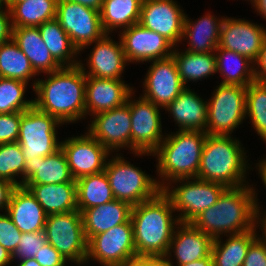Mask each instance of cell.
Wrapping results in <instances>:
<instances>
[{
  "instance_id": "obj_1",
  "label": "cell",
  "mask_w": 266,
  "mask_h": 266,
  "mask_svg": "<svg viewBox=\"0 0 266 266\" xmlns=\"http://www.w3.org/2000/svg\"><path fill=\"white\" fill-rule=\"evenodd\" d=\"M33 105L64 125L86 119V75L79 65L61 67L37 78Z\"/></svg>"
},
{
  "instance_id": "obj_2",
  "label": "cell",
  "mask_w": 266,
  "mask_h": 266,
  "mask_svg": "<svg viewBox=\"0 0 266 266\" xmlns=\"http://www.w3.org/2000/svg\"><path fill=\"white\" fill-rule=\"evenodd\" d=\"M256 223L255 189L251 184L227 187L218 201L191 224L213 240L253 230Z\"/></svg>"
},
{
  "instance_id": "obj_3",
  "label": "cell",
  "mask_w": 266,
  "mask_h": 266,
  "mask_svg": "<svg viewBox=\"0 0 266 266\" xmlns=\"http://www.w3.org/2000/svg\"><path fill=\"white\" fill-rule=\"evenodd\" d=\"M130 219L137 256L165 257L180 222L162 190L154 198L132 206Z\"/></svg>"
},
{
  "instance_id": "obj_4",
  "label": "cell",
  "mask_w": 266,
  "mask_h": 266,
  "mask_svg": "<svg viewBox=\"0 0 266 266\" xmlns=\"http://www.w3.org/2000/svg\"><path fill=\"white\" fill-rule=\"evenodd\" d=\"M243 146L241 140L233 135L207 134L197 178L221 183L226 187L250 184L247 178L255 168H252L253 163L248 158L250 155H247L249 152Z\"/></svg>"
},
{
  "instance_id": "obj_5",
  "label": "cell",
  "mask_w": 266,
  "mask_h": 266,
  "mask_svg": "<svg viewBox=\"0 0 266 266\" xmlns=\"http://www.w3.org/2000/svg\"><path fill=\"white\" fill-rule=\"evenodd\" d=\"M206 137L207 133L203 131L167 132L152 153L156 158V180L161 190L172 181L197 178Z\"/></svg>"
},
{
  "instance_id": "obj_6",
  "label": "cell",
  "mask_w": 266,
  "mask_h": 266,
  "mask_svg": "<svg viewBox=\"0 0 266 266\" xmlns=\"http://www.w3.org/2000/svg\"><path fill=\"white\" fill-rule=\"evenodd\" d=\"M114 199L131 206L154 198L160 191L156 177L128 161L122 153L111 154L104 169Z\"/></svg>"
},
{
  "instance_id": "obj_7",
  "label": "cell",
  "mask_w": 266,
  "mask_h": 266,
  "mask_svg": "<svg viewBox=\"0 0 266 266\" xmlns=\"http://www.w3.org/2000/svg\"><path fill=\"white\" fill-rule=\"evenodd\" d=\"M227 187L198 178L178 179L162 192L170 199L180 223H191L201 212L214 205Z\"/></svg>"
},
{
  "instance_id": "obj_8",
  "label": "cell",
  "mask_w": 266,
  "mask_h": 266,
  "mask_svg": "<svg viewBox=\"0 0 266 266\" xmlns=\"http://www.w3.org/2000/svg\"><path fill=\"white\" fill-rule=\"evenodd\" d=\"M245 86L218 84L207 99L208 135H233L246 121Z\"/></svg>"
},
{
  "instance_id": "obj_9",
  "label": "cell",
  "mask_w": 266,
  "mask_h": 266,
  "mask_svg": "<svg viewBox=\"0 0 266 266\" xmlns=\"http://www.w3.org/2000/svg\"><path fill=\"white\" fill-rule=\"evenodd\" d=\"M56 117L38 110L34 105L21 112V123L17 142L21 145L25 160L46 157L61 148ZM59 129V130H58Z\"/></svg>"
},
{
  "instance_id": "obj_10",
  "label": "cell",
  "mask_w": 266,
  "mask_h": 266,
  "mask_svg": "<svg viewBox=\"0 0 266 266\" xmlns=\"http://www.w3.org/2000/svg\"><path fill=\"white\" fill-rule=\"evenodd\" d=\"M133 91L129 96L131 112V154L137 158L153 156L166 136L163 132L161 110L152 101L141 95L138 98ZM134 97V98H133ZM161 109V110H160Z\"/></svg>"
},
{
  "instance_id": "obj_11",
  "label": "cell",
  "mask_w": 266,
  "mask_h": 266,
  "mask_svg": "<svg viewBox=\"0 0 266 266\" xmlns=\"http://www.w3.org/2000/svg\"><path fill=\"white\" fill-rule=\"evenodd\" d=\"M44 233L51 244L65 260L84 266L87 259L88 241L78 210L59 214H48Z\"/></svg>"
},
{
  "instance_id": "obj_12",
  "label": "cell",
  "mask_w": 266,
  "mask_h": 266,
  "mask_svg": "<svg viewBox=\"0 0 266 266\" xmlns=\"http://www.w3.org/2000/svg\"><path fill=\"white\" fill-rule=\"evenodd\" d=\"M136 256L133 226L129 219L88 241L85 266H91L90 262L101 266H124Z\"/></svg>"
},
{
  "instance_id": "obj_13",
  "label": "cell",
  "mask_w": 266,
  "mask_h": 266,
  "mask_svg": "<svg viewBox=\"0 0 266 266\" xmlns=\"http://www.w3.org/2000/svg\"><path fill=\"white\" fill-rule=\"evenodd\" d=\"M56 19L79 52L106 34L101 24L100 11L78 3L58 0Z\"/></svg>"
},
{
  "instance_id": "obj_14",
  "label": "cell",
  "mask_w": 266,
  "mask_h": 266,
  "mask_svg": "<svg viewBox=\"0 0 266 266\" xmlns=\"http://www.w3.org/2000/svg\"><path fill=\"white\" fill-rule=\"evenodd\" d=\"M87 132L111 154L123 149L131 153V112L129 97L125 104L90 117Z\"/></svg>"
},
{
  "instance_id": "obj_15",
  "label": "cell",
  "mask_w": 266,
  "mask_h": 266,
  "mask_svg": "<svg viewBox=\"0 0 266 266\" xmlns=\"http://www.w3.org/2000/svg\"><path fill=\"white\" fill-rule=\"evenodd\" d=\"M112 36L113 34H105L101 39L85 46L79 52L81 56L82 52L90 49V54L86 55L88 58H84L86 61L79 57V66L86 77L124 79L123 73L126 66L130 64L126 59L120 38L118 37L119 41H116Z\"/></svg>"
},
{
  "instance_id": "obj_16",
  "label": "cell",
  "mask_w": 266,
  "mask_h": 266,
  "mask_svg": "<svg viewBox=\"0 0 266 266\" xmlns=\"http://www.w3.org/2000/svg\"><path fill=\"white\" fill-rule=\"evenodd\" d=\"M72 177L103 172L111 153L87 131L61 140Z\"/></svg>"
},
{
  "instance_id": "obj_17",
  "label": "cell",
  "mask_w": 266,
  "mask_h": 266,
  "mask_svg": "<svg viewBox=\"0 0 266 266\" xmlns=\"http://www.w3.org/2000/svg\"><path fill=\"white\" fill-rule=\"evenodd\" d=\"M176 0H143L139 24L157 32L174 47L180 46L185 10Z\"/></svg>"
},
{
  "instance_id": "obj_18",
  "label": "cell",
  "mask_w": 266,
  "mask_h": 266,
  "mask_svg": "<svg viewBox=\"0 0 266 266\" xmlns=\"http://www.w3.org/2000/svg\"><path fill=\"white\" fill-rule=\"evenodd\" d=\"M147 63L150 65L140 85L142 86L141 96L164 109L186 87L181 81L172 56Z\"/></svg>"
},
{
  "instance_id": "obj_19",
  "label": "cell",
  "mask_w": 266,
  "mask_h": 266,
  "mask_svg": "<svg viewBox=\"0 0 266 266\" xmlns=\"http://www.w3.org/2000/svg\"><path fill=\"white\" fill-rule=\"evenodd\" d=\"M123 51L129 64H145L172 55L174 46L163 36L139 23L119 31Z\"/></svg>"
},
{
  "instance_id": "obj_20",
  "label": "cell",
  "mask_w": 266,
  "mask_h": 266,
  "mask_svg": "<svg viewBox=\"0 0 266 266\" xmlns=\"http://www.w3.org/2000/svg\"><path fill=\"white\" fill-rule=\"evenodd\" d=\"M266 36V26L245 18L224 17L218 47L235 51L255 62Z\"/></svg>"
},
{
  "instance_id": "obj_21",
  "label": "cell",
  "mask_w": 266,
  "mask_h": 266,
  "mask_svg": "<svg viewBox=\"0 0 266 266\" xmlns=\"http://www.w3.org/2000/svg\"><path fill=\"white\" fill-rule=\"evenodd\" d=\"M212 244L213 239L191 223H179L174 229L165 258L169 265L188 264L208 257L211 254Z\"/></svg>"
},
{
  "instance_id": "obj_22",
  "label": "cell",
  "mask_w": 266,
  "mask_h": 266,
  "mask_svg": "<svg viewBox=\"0 0 266 266\" xmlns=\"http://www.w3.org/2000/svg\"><path fill=\"white\" fill-rule=\"evenodd\" d=\"M134 88L124 80L86 77V119L125 104Z\"/></svg>"
},
{
  "instance_id": "obj_23",
  "label": "cell",
  "mask_w": 266,
  "mask_h": 266,
  "mask_svg": "<svg viewBox=\"0 0 266 266\" xmlns=\"http://www.w3.org/2000/svg\"><path fill=\"white\" fill-rule=\"evenodd\" d=\"M198 92L186 87L179 96L162 111H166L175 122L177 130L206 131L207 100Z\"/></svg>"
},
{
  "instance_id": "obj_24",
  "label": "cell",
  "mask_w": 266,
  "mask_h": 266,
  "mask_svg": "<svg viewBox=\"0 0 266 266\" xmlns=\"http://www.w3.org/2000/svg\"><path fill=\"white\" fill-rule=\"evenodd\" d=\"M224 17H217L209 11L194 20L186 13L180 45H185L183 42H187L184 50L193 53L215 52L219 44L220 28Z\"/></svg>"
},
{
  "instance_id": "obj_25",
  "label": "cell",
  "mask_w": 266,
  "mask_h": 266,
  "mask_svg": "<svg viewBox=\"0 0 266 266\" xmlns=\"http://www.w3.org/2000/svg\"><path fill=\"white\" fill-rule=\"evenodd\" d=\"M6 213L21 233L44 231L47 214L36 198L23 186L13 190Z\"/></svg>"
},
{
  "instance_id": "obj_26",
  "label": "cell",
  "mask_w": 266,
  "mask_h": 266,
  "mask_svg": "<svg viewBox=\"0 0 266 266\" xmlns=\"http://www.w3.org/2000/svg\"><path fill=\"white\" fill-rule=\"evenodd\" d=\"M76 182L72 177L62 148L46 157H35L25 162L23 185L61 184Z\"/></svg>"
},
{
  "instance_id": "obj_27",
  "label": "cell",
  "mask_w": 266,
  "mask_h": 266,
  "mask_svg": "<svg viewBox=\"0 0 266 266\" xmlns=\"http://www.w3.org/2000/svg\"><path fill=\"white\" fill-rule=\"evenodd\" d=\"M131 210L132 206L129 203L117 199L83 210L81 216L87 241L97 234L127 222L131 217Z\"/></svg>"
},
{
  "instance_id": "obj_28",
  "label": "cell",
  "mask_w": 266,
  "mask_h": 266,
  "mask_svg": "<svg viewBox=\"0 0 266 266\" xmlns=\"http://www.w3.org/2000/svg\"><path fill=\"white\" fill-rule=\"evenodd\" d=\"M12 39L24 52L38 75L61 68L42 40L38 27H13Z\"/></svg>"
},
{
  "instance_id": "obj_29",
  "label": "cell",
  "mask_w": 266,
  "mask_h": 266,
  "mask_svg": "<svg viewBox=\"0 0 266 266\" xmlns=\"http://www.w3.org/2000/svg\"><path fill=\"white\" fill-rule=\"evenodd\" d=\"M22 186L36 198L47 215L78 210L76 182Z\"/></svg>"
},
{
  "instance_id": "obj_30",
  "label": "cell",
  "mask_w": 266,
  "mask_h": 266,
  "mask_svg": "<svg viewBox=\"0 0 266 266\" xmlns=\"http://www.w3.org/2000/svg\"><path fill=\"white\" fill-rule=\"evenodd\" d=\"M182 50V51H181ZM176 63L179 76L185 87L190 82L204 81L216 75L217 63L215 52L193 53L179 46L174 47L171 55Z\"/></svg>"
},
{
  "instance_id": "obj_31",
  "label": "cell",
  "mask_w": 266,
  "mask_h": 266,
  "mask_svg": "<svg viewBox=\"0 0 266 266\" xmlns=\"http://www.w3.org/2000/svg\"><path fill=\"white\" fill-rule=\"evenodd\" d=\"M217 71L224 85L247 87L255 81L254 62L235 51L217 47L215 50Z\"/></svg>"
},
{
  "instance_id": "obj_32",
  "label": "cell",
  "mask_w": 266,
  "mask_h": 266,
  "mask_svg": "<svg viewBox=\"0 0 266 266\" xmlns=\"http://www.w3.org/2000/svg\"><path fill=\"white\" fill-rule=\"evenodd\" d=\"M256 230L255 227L245 233L214 239L211 249L213 266H242L249 246L258 238Z\"/></svg>"
},
{
  "instance_id": "obj_33",
  "label": "cell",
  "mask_w": 266,
  "mask_h": 266,
  "mask_svg": "<svg viewBox=\"0 0 266 266\" xmlns=\"http://www.w3.org/2000/svg\"><path fill=\"white\" fill-rule=\"evenodd\" d=\"M143 0H104L100 18L103 30L106 34L119 33L137 24Z\"/></svg>"
},
{
  "instance_id": "obj_34",
  "label": "cell",
  "mask_w": 266,
  "mask_h": 266,
  "mask_svg": "<svg viewBox=\"0 0 266 266\" xmlns=\"http://www.w3.org/2000/svg\"><path fill=\"white\" fill-rule=\"evenodd\" d=\"M38 29L51 56L61 67L79 65V51L56 18L42 23Z\"/></svg>"
},
{
  "instance_id": "obj_35",
  "label": "cell",
  "mask_w": 266,
  "mask_h": 266,
  "mask_svg": "<svg viewBox=\"0 0 266 266\" xmlns=\"http://www.w3.org/2000/svg\"><path fill=\"white\" fill-rule=\"evenodd\" d=\"M36 76L39 77L34 71L29 59L13 39L0 44L1 78L16 79L29 85L31 84L30 88H32L33 92L37 82Z\"/></svg>"
},
{
  "instance_id": "obj_36",
  "label": "cell",
  "mask_w": 266,
  "mask_h": 266,
  "mask_svg": "<svg viewBox=\"0 0 266 266\" xmlns=\"http://www.w3.org/2000/svg\"><path fill=\"white\" fill-rule=\"evenodd\" d=\"M58 0H26L6 3L13 27H38L56 18Z\"/></svg>"
},
{
  "instance_id": "obj_37",
  "label": "cell",
  "mask_w": 266,
  "mask_h": 266,
  "mask_svg": "<svg viewBox=\"0 0 266 266\" xmlns=\"http://www.w3.org/2000/svg\"><path fill=\"white\" fill-rule=\"evenodd\" d=\"M76 181L77 208L81 213L98 205L114 200L105 171L82 176Z\"/></svg>"
},
{
  "instance_id": "obj_38",
  "label": "cell",
  "mask_w": 266,
  "mask_h": 266,
  "mask_svg": "<svg viewBox=\"0 0 266 266\" xmlns=\"http://www.w3.org/2000/svg\"><path fill=\"white\" fill-rule=\"evenodd\" d=\"M266 144V83L251 82L246 89V120Z\"/></svg>"
},
{
  "instance_id": "obj_39",
  "label": "cell",
  "mask_w": 266,
  "mask_h": 266,
  "mask_svg": "<svg viewBox=\"0 0 266 266\" xmlns=\"http://www.w3.org/2000/svg\"><path fill=\"white\" fill-rule=\"evenodd\" d=\"M25 158L18 142L0 144V179L20 187L25 183Z\"/></svg>"
},
{
  "instance_id": "obj_40",
  "label": "cell",
  "mask_w": 266,
  "mask_h": 266,
  "mask_svg": "<svg viewBox=\"0 0 266 266\" xmlns=\"http://www.w3.org/2000/svg\"><path fill=\"white\" fill-rule=\"evenodd\" d=\"M28 87L29 84L23 81L0 77V114L23 112L31 108L32 97H25Z\"/></svg>"
},
{
  "instance_id": "obj_41",
  "label": "cell",
  "mask_w": 266,
  "mask_h": 266,
  "mask_svg": "<svg viewBox=\"0 0 266 266\" xmlns=\"http://www.w3.org/2000/svg\"><path fill=\"white\" fill-rule=\"evenodd\" d=\"M46 243L44 231L22 233L17 248L11 254L12 262L34 258Z\"/></svg>"
},
{
  "instance_id": "obj_42",
  "label": "cell",
  "mask_w": 266,
  "mask_h": 266,
  "mask_svg": "<svg viewBox=\"0 0 266 266\" xmlns=\"http://www.w3.org/2000/svg\"><path fill=\"white\" fill-rule=\"evenodd\" d=\"M21 237L22 233L15 226L11 217L6 212L0 213V245L12 254Z\"/></svg>"
},
{
  "instance_id": "obj_43",
  "label": "cell",
  "mask_w": 266,
  "mask_h": 266,
  "mask_svg": "<svg viewBox=\"0 0 266 266\" xmlns=\"http://www.w3.org/2000/svg\"><path fill=\"white\" fill-rule=\"evenodd\" d=\"M21 112L0 114V144L17 142Z\"/></svg>"
},
{
  "instance_id": "obj_44",
  "label": "cell",
  "mask_w": 266,
  "mask_h": 266,
  "mask_svg": "<svg viewBox=\"0 0 266 266\" xmlns=\"http://www.w3.org/2000/svg\"><path fill=\"white\" fill-rule=\"evenodd\" d=\"M242 266H266V244L259 237L249 246Z\"/></svg>"
},
{
  "instance_id": "obj_45",
  "label": "cell",
  "mask_w": 266,
  "mask_h": 266,
  "mask_svg": "<svg viewBox=\"0 0 266 266\" xmlns=\"http://www.w3.org/2000/svg\"><path fill=\"white\" fill-rule=\"evenodd\" d=\"M34 259L41 266H59L66 261L60 252L48 242L41 248Z\"/></svg>"
},
{
  "instance_id": "obj_46",
  "label": "cell",
  "mask_w": 266,
  "mask_h": 266,
  "mask_svg": "<svg viewBox=\"0 0 266 266\" xmlns=\"http://www.w3.org/2000/svg\"><path fill=\"white\" fill-rule=\"evenodd\" d=\"M252 186H255L254 187V189H255V206H256L255 227L257 229L258 237L266 244V210L263 209V206L261 204L262 201L260 202V200L258 199L259 193L257 192L258 189H257L256 185L252 184ZM258 229H259V232H258ZM260 231H261V233H260Z\"/></svg>"
},
{
  "instance_id": "obj_47",
  "label": "cell",
  "mask_w": 266,
  "mask_h": 266,
  "mask_svg": "<svg viewBox=\"0 0 266 266\" xmlns=\"http://www.w3.org/2000/svg\"><path fill=\"white\" fill-rule=\"evenodd\" d=\"M13 25L10 10L7 7L0 9V44L12 39Z\"/></svg>"
},
{
  "instance_id": "obj_48",
  "label": "cell",
  "mask_w": 266,
  "mask_h": 266,
  "mask_svg": "<svg viewBox=\"0 0 266 266\" xmlns=\"http://www.w3.org/2000/svg\"><path fill=\"white\" fill-rule=\"evenodd\" d=\"M124 266H169L165 257L136 256Z\"/></svg>"
},
{
  "instance_id": "obj_49",
  "label": "cell",
  "mask_w": 266,
  "mask_h": 266,
  "mask_svg": "<svg viewBox=\"0 0 266 266\" xmlns=\"http://www.w3.org/2000/svg\"><path fill=\"white\" fill-rule=\"evenodd\" d=\"M254 72L257 81L266 83V36L259 57L254 62Z\"/></svg>"
},
{
  "instance_id": "obj_50",
  "label": "cell",
  "mask_w": 266,
  "mask_h": 266,
  "mask_svg": "<svg viewBox=\"0 0 266 266\" xmlns=\"http://www.w3.org/2000/svg\"><path fill=\"white\" fill-rule=\"evenodd\" d=\"M16 188L11 182L0 179V213H5L8 208L11 194Z\"/></svg>"
},
{
  "instance_id": "obj_51",
  "label": "cell",
  "mask_w": 266,
  "mask_h": 266,
  "mask_svg": "<svg viewBox=\"0 0 266 266\" xmlns=\"http://www.w3.org/2000/svg\"><path fill=\"white\" fill-rule=\"evenodd\" d=\"M255 165V166H254ZM253 166L256 168L255 170L258 171V176L260 177L263 187L266 190V155L265 157L261 156L260 160L258 163H253Z\"/></svg>"
},
{
  "instance_id": "obj_52",
  "label": "cell",
  "mask_w": 266,
  "mask_h": 266,
  "mask_svg": "<svg viewBox=\"0 0 266 266\" xmlns=\"http://www.w3.org/2000/svg\"><path fill=\"white\" fill-rule=\"evenodd\" d=\"M250 3L255 13L266 21V0H251Z\"/></svg>"
},
{
  "instance_id": "obj_53",
  "label": "cell",
  "mask_w": 266,
  "mask_h": 266,
  "mask_svg": "<svg viewBox=\"0 0 266 266\" xmlns=\"http://www.w3.org/2000/svg\"><path fill=\"white\" fill-rule=\"evenodd\" d=\"M100 11L104 0H68Z\"/></svg>"
},
{
  "instance_id": "obj_54",
  "label": "cell",
  "mask_w": 266,
  "mask_h": 266,
  "mask_svg": "<svg viewBox=\"0 0 266 266\" xmlns=\"http://www.w3.org/2000/svg\"><path fill=\"white\" fill-rule=\"evenodd\" d=\"M169 266H213V261L211 254L208 257H205L203 259H198L194 262H190L188 264H182V265H169Z\"/></svg>"
},
{
  "instance_id": "obj_55",
  "label": "cell",
  "mask_w": 266,
  "mask_h": 266,
  "mask_svg": "<svg viewBox=\"0 0 266 266\" xmlns=\"http://www.w3.org/2000/svg\"><path fill=\"white\" fill-rule=\"evenodd\" d=\"M12 264L11 254L0 245V266H11Z\"/></svg>"
},
{
  "instance_id": "obj_56",
  "label": "cell",
  "mask_w": 266,
  "mask_h": 266,
  "mask_svg": "<svg viewBox=\"0 0 266 266\" xmlns=\"http://www.w3.org/2000/svg\"><path fill=\"white\" fill-rule=\"evenodd\" d=\"M17 266H41L34 258L14 262Z\"/></svg>"
},
{
  "instance_id": "obj_57",
  "label": "cell",
  "mask_w": 266,
  "mask_h": 266,
  "mask_svg": "<svg viewBox=\"0 0 266 266\" xmlns=\"http://www.w3.org/2000/svg\"><path fill=\"white\" fill-rule=\"evenodd\" d=\"M26 0H5V3H20Z\"/></svg>"
},
{
  "instance_id": "obj_58",
  "label": "cell",
  "mask_w": 266,
  "mask_h": 266,
  "mask_svg": "<svg viewBox=\"0 0 266 266\" xmlns=\"http://www.w3.org/2000/svg\"><path fill=\"white\" fill-rule=\"evenodd\" d=\"M68 262H69V263L71 262L70 264H72V263H73V264L77 265V264H76V263H74L73 261L66 260V261H65L63 264H61V265H59V266H67V265L69 264Z\"/></svg>"
},
{
  "instance_id": "obj_59",
  "label": "cell",
  "mask_w": 266,
  "mask_h": 266,
  "mask_svg": "<svg viewBox=\"0 0 266 266\" xmlns=\"http://www.w3.org/2000/svg\"><path fill=\"white\" fill-rule=\"evenodd\" d=\"M6 7L5 0H0V9Z\"/></svg>"
}]
</instances>
